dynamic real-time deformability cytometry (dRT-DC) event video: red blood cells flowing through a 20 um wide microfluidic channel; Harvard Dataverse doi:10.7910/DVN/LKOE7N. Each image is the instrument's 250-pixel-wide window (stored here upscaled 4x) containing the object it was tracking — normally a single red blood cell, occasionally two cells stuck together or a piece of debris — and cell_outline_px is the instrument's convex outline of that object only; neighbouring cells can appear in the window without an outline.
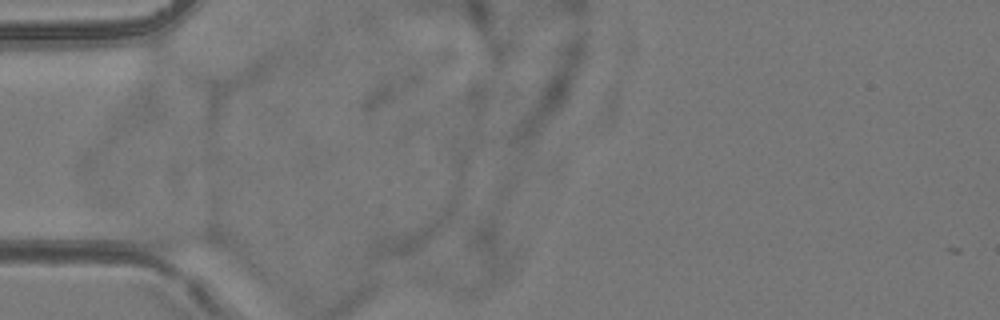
{"species": "common noctule bat (a hibernating species)", "species_latin": "Nyctalus noctula", "temperature_condition": "room temperature", "stored_images_in_passage": 3, "camera_frame_rate_fps": 3000, "um_per_image_px": 0.085, "animal": {"sex": "female", "body_mass_g": 24.6, "forearm_length_mm": 56.2}, "frame": {"image": 1, "passage_image": 2, "time_ms": 0.333, "image_size_px": [1000, 320], "cell_outline_px": [[224, 244], [220, 248], [176, 252], [168, 252], [144, 244], [132, 228], [208, 228]], "centroid_in_image_um": [15.22, 20.31], "position_along_channel_um": 69.8, "area_um2": 12.14}}